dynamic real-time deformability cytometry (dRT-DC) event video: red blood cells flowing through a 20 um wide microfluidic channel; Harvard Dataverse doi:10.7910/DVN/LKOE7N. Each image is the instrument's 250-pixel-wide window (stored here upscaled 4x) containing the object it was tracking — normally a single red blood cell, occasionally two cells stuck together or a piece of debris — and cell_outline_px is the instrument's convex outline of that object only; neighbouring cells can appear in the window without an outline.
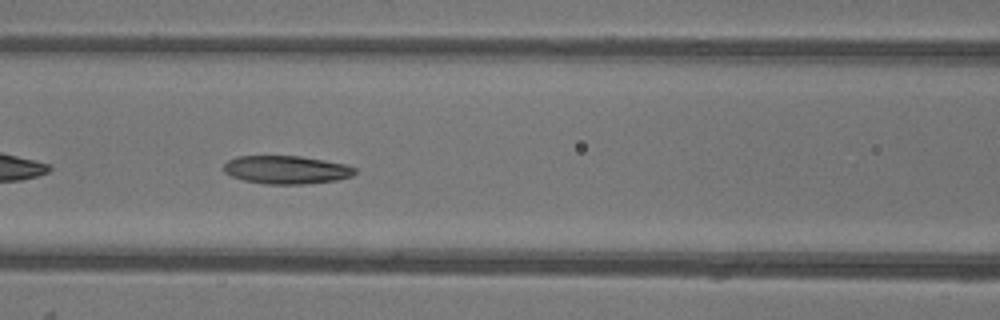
{"species": "common noctule bat (a hibernating species)", "species_latin": "Nyctalus noctula", "temperature_condition": "warm", "stored_images_in_passage": 25, "camera_frame_rate_fps": 3000, "um_per_image_px": 0.085, "animal": {"sex": "female"}, "frame": {"image": 1, "passage_image": 21, "time_ms": 6.667, "image_size_px": [1000, 320], "cell_outline_px": [[356, 172], [352, 176], [336, 180], [304, 184], [264, 184], [244, 180], [232, 176], [224, 172], [224, 164], [228, 160], [236, 156], [300, 156], [344, 164], [356, 168]], "centroid_in_image_um": [24.32, 14.43], "position_along_channel_um": 142.3, "area_um2": 21.44}}
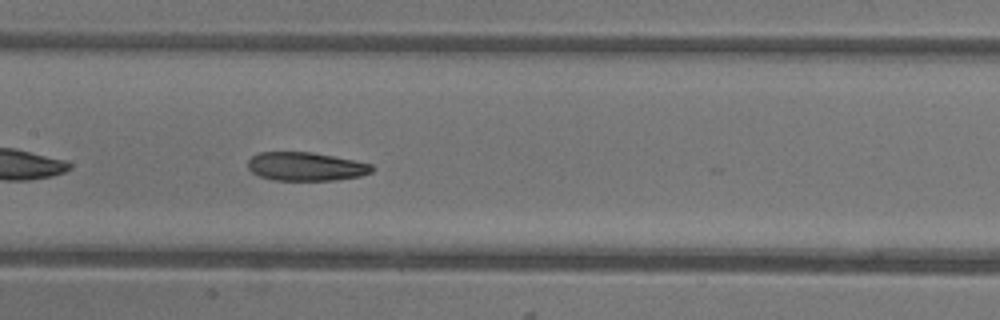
{"frame": {"image": 2, "passage_image": 24, "time_ms": 7.667, "image_size_px": [1000, 320], "cell_outline_px": [[376, 168], [372, 172], [360, 176], [336, 180], [272, 180], [260, 176], [252, 172], [248, 168], [248, 160], [252, 156], [260, 152], [312, 152], [372, 164]], "centroid_in_image_um": [26.0, 14.16], "position_along_channel_um": 181.4, "area_um2": 20.63}}